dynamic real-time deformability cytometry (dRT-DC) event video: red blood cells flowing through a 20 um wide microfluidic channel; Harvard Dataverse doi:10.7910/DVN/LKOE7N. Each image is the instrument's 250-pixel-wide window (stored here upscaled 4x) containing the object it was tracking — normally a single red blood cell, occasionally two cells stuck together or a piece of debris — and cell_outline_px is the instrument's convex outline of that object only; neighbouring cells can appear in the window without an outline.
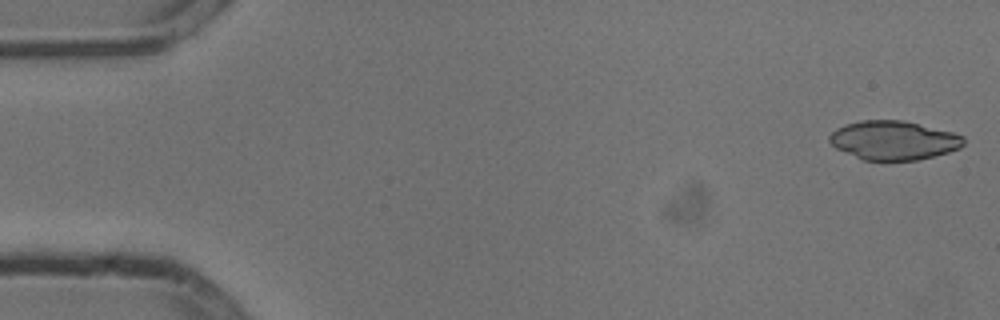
{"species": "common noctule bat (a hibernating species)", "species_latin": "Nyctalus noctula", "temperature_condition": "cold", "stored_images_in_passage": 53, "camera_frame_rate_fps": 3000, "um_per_image_px": 0.085, "animal": {"sex": "male", "body_mass_g": 13.3}, "frame": {"image": 1, "passage_image": 1, "time_ms": 0.0, "image_size_px": [1000, 320], "cell_outline_px": [[964, 144], [960, 148], [948, 152], [916, 160], [864, 160], [836, 148], [828, 140], [828, 136], [836, 128], [844, 124], [860, 120], [904, 120], [952, 132], [964, 136]], "centroid_in_image_um": [75.94, 11.91], "position_along_channel_um": 9.1, "area_um2": 30.4}}